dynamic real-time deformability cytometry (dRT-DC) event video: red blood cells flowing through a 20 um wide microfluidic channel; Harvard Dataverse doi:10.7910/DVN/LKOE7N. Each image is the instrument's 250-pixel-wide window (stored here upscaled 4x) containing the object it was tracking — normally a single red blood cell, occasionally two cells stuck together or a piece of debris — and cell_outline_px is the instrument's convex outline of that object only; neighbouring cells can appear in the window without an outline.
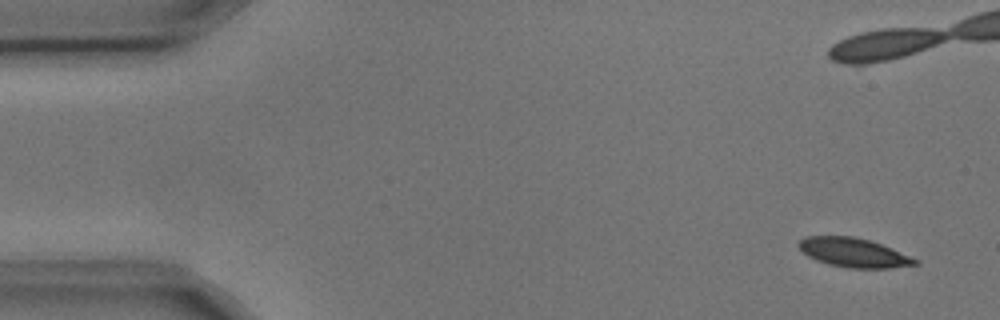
{"species": "common noctule bat (a hibernating species)", "species_latin": "Nyctalus noctula", "temperature_condition": "cold", "stored_images_in_passage": 7, "camera_frame_rate_fps": 3000, "um_per_image_px": 0.085, "animal": {"sex": "male", "body_mass_g": 17.9, "forearm_length_mm": 54.2}, "frame": {"image": 1, "passage_image": 1, "time_ms": 0.0, "image_size_px": [1000, 320], "cell_outline_px": [[920, 264], [888, 268], [848, 268], [828, 264], [816, 260], [808, 256], [796, 244], [804, 236], [852, 236], [868, 240], [880, 244], [920, 260]], "centroid_in_image_um": [72.55, 21.47], "position_along_channel_um": 12.5, "area_um2": 19.65}}
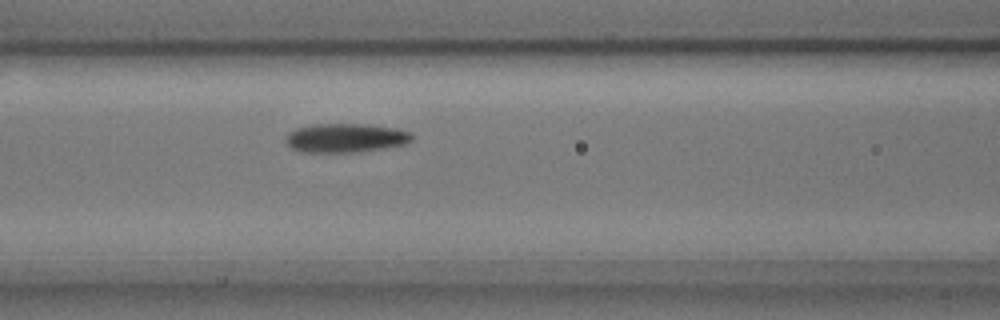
{"frame": {"image": 2, "passage_image": 7, "time_ms": 2.0, "image_size_px": [1000, 320], "cell_outline_px": [[412, 140], [404, 144], [380, 148], [352, 152], [300, 152], [292, 148], [284, 140], [288, 132], [296, 128], [312, 124], [368, 124], [396, 128], [408, 132], [412, 136]], "centroid_in_image_um": [29.31, 11.71], "position_along_channel_um": 137.3, "area_um2": 21.15}}